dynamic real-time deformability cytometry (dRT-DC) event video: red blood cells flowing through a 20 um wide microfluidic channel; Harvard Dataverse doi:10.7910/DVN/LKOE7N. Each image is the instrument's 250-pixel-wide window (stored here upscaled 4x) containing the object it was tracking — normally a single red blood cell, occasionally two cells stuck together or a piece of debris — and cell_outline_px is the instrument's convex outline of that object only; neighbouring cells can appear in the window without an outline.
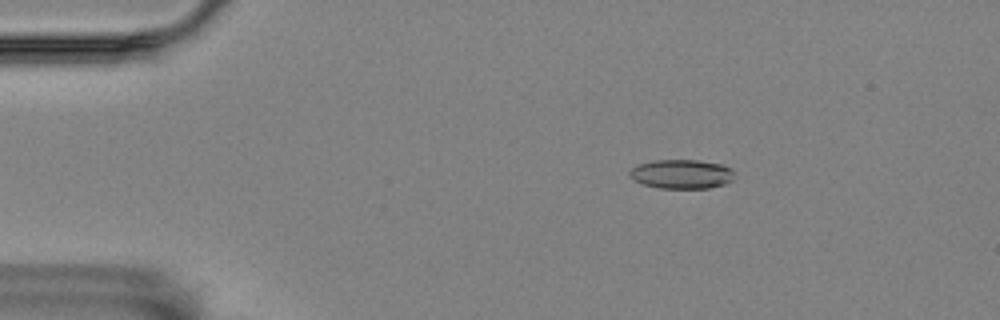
{"species": "Egyptian fruit bat (a non-hibernating species)", "species_latin": "Rousettus aegyptiacus", "temperature_condition": "room temperature", "stored_images_in_passage": 57, "camera_frame_rate_fps": 3000, "um_per_image_px": 0.085, "animal": {"sex": "female"}, "frame": {"image": 1, "passage_image": 10, "time_ms": 3.0, "image_size_px": [1000, 320], "cell_outline_px": [[736, 172], [732, 180], [724, 184], [708, 188], [660, 188], [644, 184], [632, 180], [628, 176], [628, 172], [632, 168], [640, 164], [652, 160], [696, 160], [724, 164], [732, 168]], "centroid_in_image_um": [57.95, 14.79], "position_along_channel_um": 27.0, "area_um2": 18.03}}
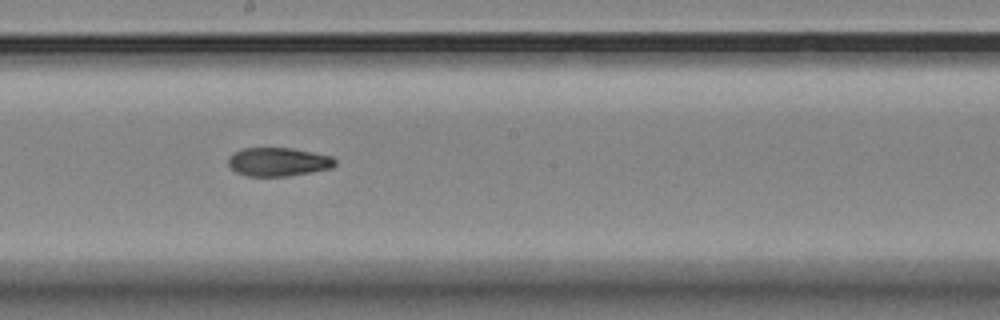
{"frame": {"image": 2, "passage_image": 32, "time_ms": 10.333, "image_size_px": [1000, 320], "cell_outline_px": [[336, 164], [332, 168], [284, 176], [248, 176], [236, 172], [228, 164], [228, 156], [232, 152], [240, 148], [292, 148], [332, 156], [336, 160]], "centroid_in_image_um": [23.61, 13.74], "position_along_channel_um": 224.6, "area_um2": 17.8}}
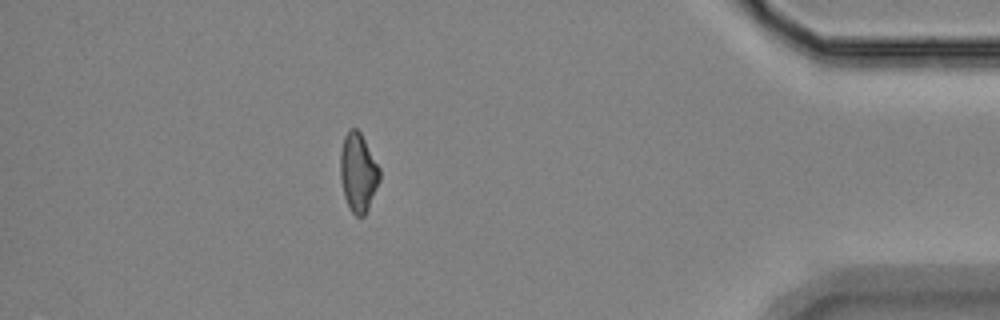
{"frame": {"image": 3, "passage_image": 51, "time_ms": 16.667, "image_size_px": [1000, 320], "cell_outline_px": [[380, 180], [368, 208], [364, 216], [356, 216], [352, 212], [344, 196], [340, 176], [340, 152], [344, 136], [352, 128], [356, 128], [360, 132], [380, 168]], "centroid_in_image_um": [30.44, 14.66], "position_along_channel_um": 404.8, "area_um2": 17.86}, "authors_computed_cell_mechanics": {"area_um2": 18.0336, "velocity_mm_per_s": 3.512, "shape_relaxation_time_tau1_ms": null, "shape_relaxation_time_tau2_ms": 5.0085, "deformation_change_tau1": null, "deformation_change_tau2": 0.1163}}